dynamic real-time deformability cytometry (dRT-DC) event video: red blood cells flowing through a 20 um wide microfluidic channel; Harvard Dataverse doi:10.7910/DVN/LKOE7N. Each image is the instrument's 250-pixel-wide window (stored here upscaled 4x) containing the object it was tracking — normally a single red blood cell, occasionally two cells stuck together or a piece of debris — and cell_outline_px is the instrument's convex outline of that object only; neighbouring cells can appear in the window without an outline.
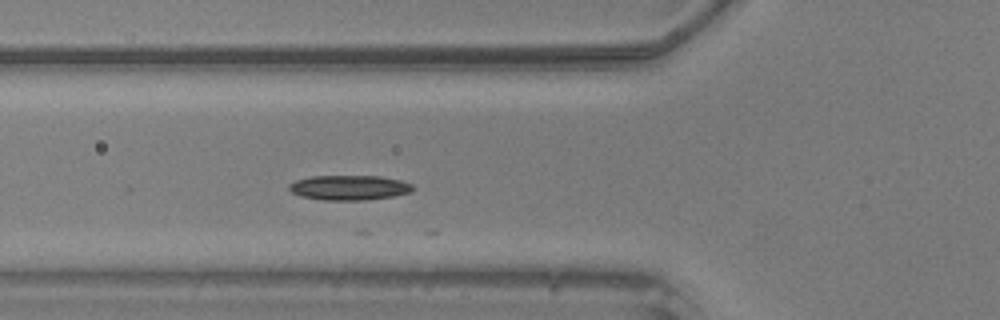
{"species": "common noctule bat (a hibernating species)", "species_latin": "Nyctalus noctula", "temperature_condition": "warm", "stored_images_in_passage": 27, "camera_frame_rate_fps": 3000, "um_per_image_px": 0.085, "animal": {"sex": "male", "body_mass_g": 20.5, "forearm_length_mm": 52.5}, "frame": {"image": 1, "passage_image": 15, "time_ms": 4.667, "image_size_px": [1000, 320], "cell_outline_px": [[416, 188], [412, 192], [392, 196], [364, 200], [324, 200], [300, 196], [292, 192], [288, 188], [288, 184], [296, 180], [312, 176], [380, 176], [400, 180], [412, 184]], "centroid_in_image_um": [29.7, 15.94], "position_along_channel_um": 96.1, "area_um2": 17.98}}